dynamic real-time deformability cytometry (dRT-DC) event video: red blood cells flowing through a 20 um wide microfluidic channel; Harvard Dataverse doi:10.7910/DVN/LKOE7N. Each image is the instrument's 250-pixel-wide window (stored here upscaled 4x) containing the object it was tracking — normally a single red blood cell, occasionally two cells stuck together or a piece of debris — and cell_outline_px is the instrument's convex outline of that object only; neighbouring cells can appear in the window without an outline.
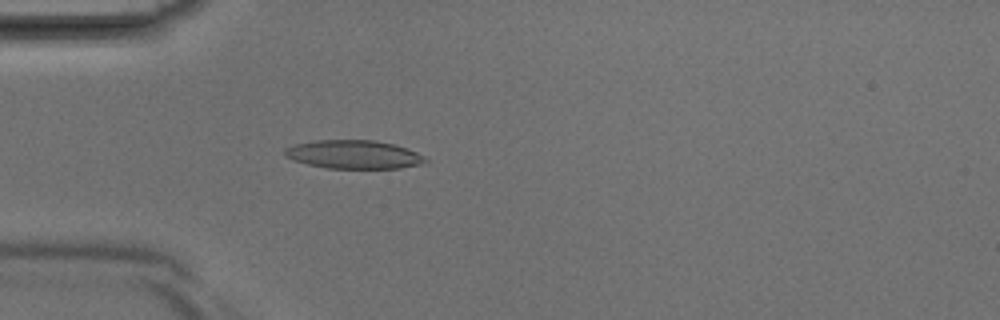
{"species": "Egyptian fruit bat (a non-hibernating species)", "species_latin": "Rousettus aegyptiacus", "temperature_condition": "room temperature", "stored_images_in_passage": 32, "camera_frame_rate_fps": 3000, "um_per_image_px": 0.085, "animal": {"sex": "male"}, "frame": {"image": 1, "passage_image": 3, "time_ms": 0.667, "image_size_px": [1000, 320], "cell_outline_px": [[428, 160], [420, 164], [400, 168], [328, 168], [308, 164], [292, 160], [284, 156], [284, 148], [296, 144], [316, 140], [376, 140], [408, 148], [424, 156]], "centroid_in_image_um": [30.05, 13.12], "position_along_channel_um": 55.0, "area_um2": 23.29}}
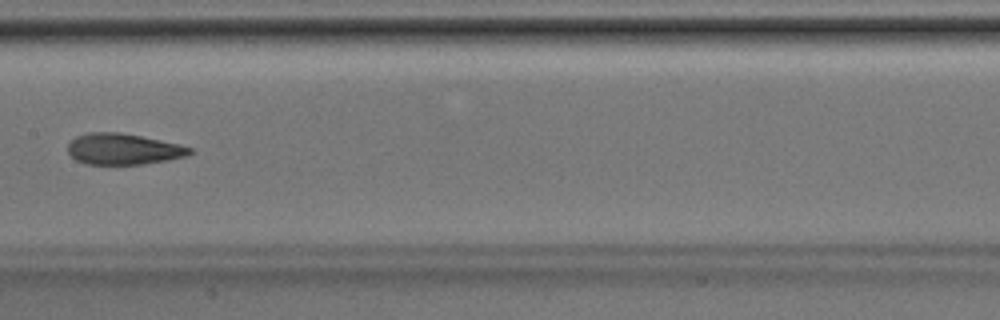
{"frame": {"image": 2, "passage_image": 12, "time_ms": 3.667, "image_size_px": [1000, 320], "cell_outline_px": [[196, 152], [184, 156], [168, 160], [144, 164], [88, 164], [76, 160], [68, 152], [68, 144], [76, 136], [88, 132], [120, 132], [180, 144], [192, 148]], "centroid_in_image_um": [10.49, 12.67], "position_along_channel_um": 196.9, "area_um2": 22.08}}
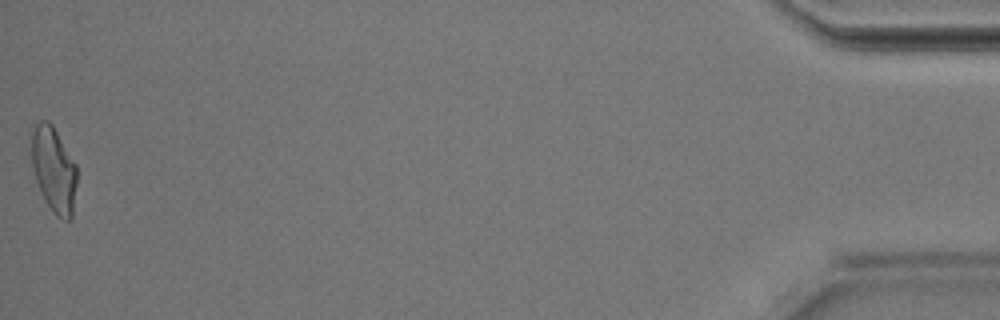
{"frame": {"image": 3, "passage_image": 32, "time_ms": 10.333, "image_size_px": [1000, 320], "cell_outline_px": [[76, 184], [72, 216], [68, 220], [64, 220], [56, 216], [52, 212], [44, 200], [36, 180], [32, 164], [32, 136], [36, 124], [40, 120], [48, 120], [52, 124], [76, 164]], "centroid_in_image_um": [4.58, 14.44], "position_along_channel_um": 430.6, "area_um2": 22.37}}